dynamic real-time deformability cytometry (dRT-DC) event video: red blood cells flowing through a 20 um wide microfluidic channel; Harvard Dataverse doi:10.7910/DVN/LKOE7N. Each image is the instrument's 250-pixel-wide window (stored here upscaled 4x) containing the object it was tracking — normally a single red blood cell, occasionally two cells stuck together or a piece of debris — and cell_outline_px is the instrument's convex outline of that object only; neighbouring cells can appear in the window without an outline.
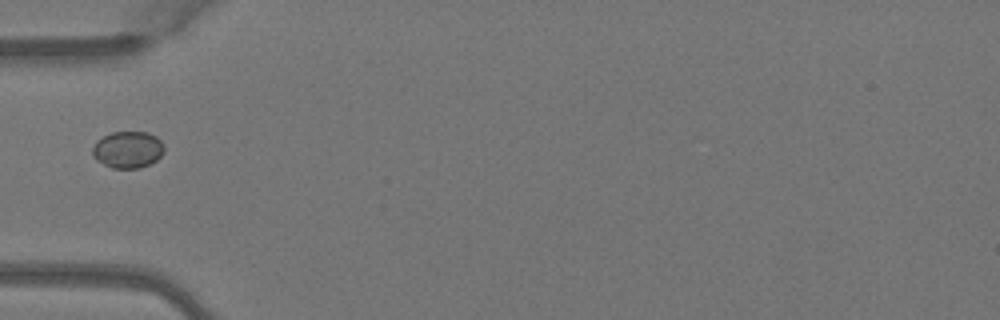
{"species": "Egyptian fruit bat (a non-hibernating species)", "species_latin": "Rousettus aegyptiacus", "temperature_condition": "warm", "stored_images_in_passage": 4, "camera_frame_rate_fps": 3000, "um_per_image_px": 0.085, "animal": {"sex": "female"}, "frame": {"image": 1, "passage_image": 4, "time_ms": 1.0, "image_size_px": [1000, 320], "cell_outline_px": [[164, 152], [156, 160], [140, 168], [112, 168], [96, 160], [92, 156], [92, 148], [96, 140], [112, 132], [148, 132], [156, 136], [164, 144]], "centroid_in_image_um": [10.85, 12.71], "position_along_channel_um": 74.1, "area_um2": 15.43}}